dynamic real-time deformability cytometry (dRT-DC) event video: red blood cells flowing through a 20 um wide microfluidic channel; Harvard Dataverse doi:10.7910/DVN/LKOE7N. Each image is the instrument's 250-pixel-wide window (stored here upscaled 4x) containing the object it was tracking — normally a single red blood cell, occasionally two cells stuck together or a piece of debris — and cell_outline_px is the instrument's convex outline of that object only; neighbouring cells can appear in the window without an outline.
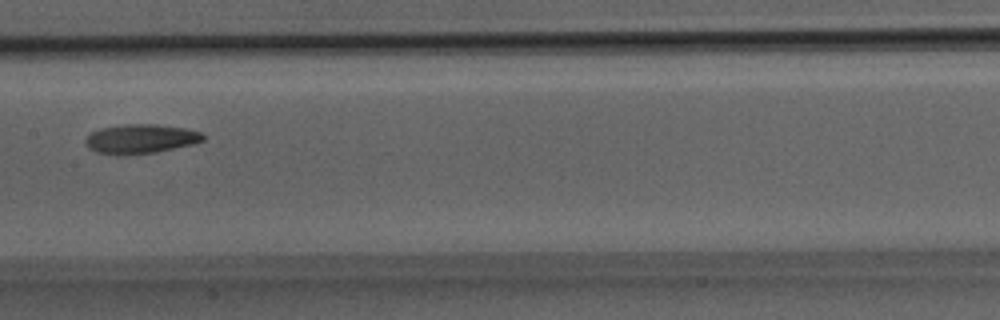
{"species": "Egyptian fruit bat (a non-hibernating species)", "species_latin": "Rousettus aegyptiacus", "temperature_condition": "room temperature", "stored_images_in_passage": 13, "camera_frame_rate_fps": 3000, "um_per_image_px": 0.085, "animal": {"sex": "male"}, "frame": {"image": 1, "passage_image": 8, "time_ms": 2.333, "image_size_px": [1000, 320], "cell_outline_px": [[204, 140], [192, 144], [156, 152], [124, 156], [116, 156], [96, 152], [88, 148], [84, 144], [84, 140], [92, 132], [100, 128], [124, 124], [156, 124], [184, 128], [200, 132], [204, 136]], "centroid_in_image_um": [11.89, 11.82], "position_along_channel_um": 195.5, "area_um2": 20.29}}